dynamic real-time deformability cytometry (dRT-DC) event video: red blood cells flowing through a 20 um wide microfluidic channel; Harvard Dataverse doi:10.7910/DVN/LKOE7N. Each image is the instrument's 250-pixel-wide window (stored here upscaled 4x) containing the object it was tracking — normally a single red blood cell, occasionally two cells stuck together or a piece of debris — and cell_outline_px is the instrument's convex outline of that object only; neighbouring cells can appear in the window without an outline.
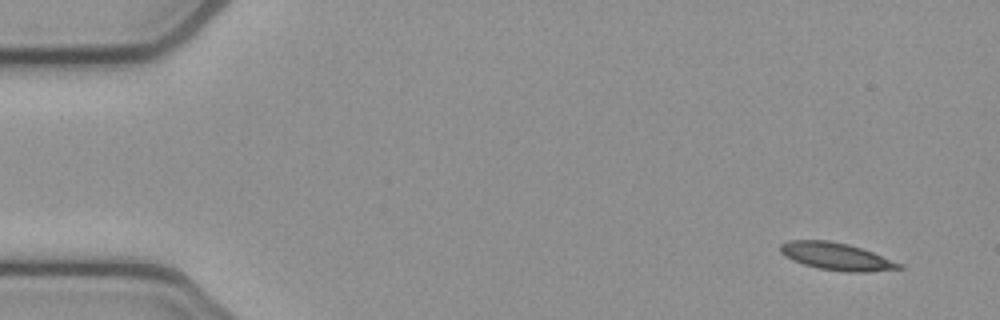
{"species": "common noctule bat (a hibernating species)", "species_latin": "Nyctalus noctula", "temperature_condition": "cold", "stored_images_in_passage": 5, "camera_frame_rate_fps": 3000, "um_per_image_px": 0.085, "animal": {"sex": "female", "body_mass_g": 21.9}, "frame": {"image": 1, "passage_image": 1, "time_ms": 0.0, "image_size_px": [1000, 320], "cell_outline_px": [[904, 268], [868, 272], [848, 272], [820, 268], [804, 264], [792, 260], [784, 256], [780, 252], [780, 244], [788, 240], [828, 240], [848, 244], [872, 252], [904, 264]], "centroid_in_image_um": [71.1, 21.79], "position_along_channel_um": 13.9, "area_um2": 18.9}}
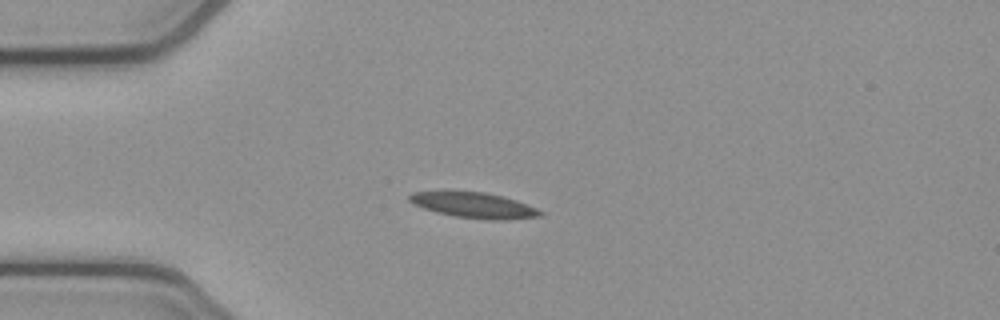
{"frame": {"image": 2, "passage_image": 4, "time_ms": 1.0, "image_size_px": [1000, 320], "cell_outline_px": [[544, 216], [508, 220], [488, 220], [456, 216], [436, 212], [412, 204], [408, 200], [408, 196], [412, 192], [484, 192], [516, 200], [536, 208], [544, 212]], "centroid_in_image_um": [40.32, 17.46], "position_along_channel_um": 44.7, "area_um2": 19.31}}
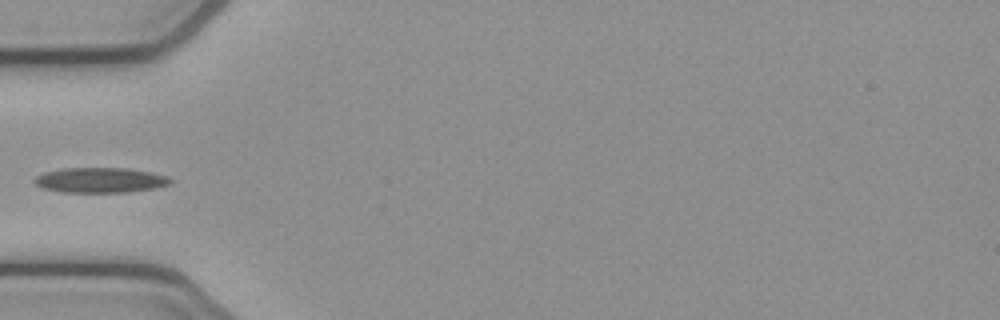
{"frame": {"image": 3, "passage_image": 5, "time_ms": 1.333, "image_size_px": [1000, 320], "cell_outline_px": [[172, 184], [156, 188], [128, 192], [60, 192], [44, 188], [36, 184], [32, 180], [36, 176], [44, 172], [64, 168], [128, 168], [152, 172], [168, 176], [172, 180]], "centroid_in_image_um": [8.56, 15.31], "position_along_channel_um": 76.4, "area_um2": 20.06}}